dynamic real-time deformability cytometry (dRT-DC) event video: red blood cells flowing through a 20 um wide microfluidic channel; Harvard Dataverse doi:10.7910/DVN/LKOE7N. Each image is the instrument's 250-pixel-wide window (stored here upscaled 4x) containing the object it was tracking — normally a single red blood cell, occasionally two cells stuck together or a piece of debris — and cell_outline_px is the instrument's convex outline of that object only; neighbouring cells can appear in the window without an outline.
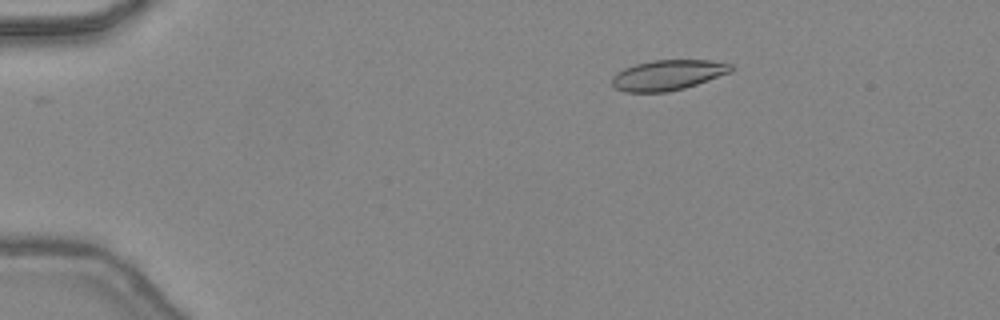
{"species": "common noctule bat (a hibernating species)", "species_latin": "Nyctalus noctula", "temperature_condition": "warm", "stored_images_in_passage": 39, "camera_frame_rate_fps": 3000, "um_per_image_px": 0.085, "animal": {"sex": "female", "body_mass_g": 24.6, "forearm_length_mm": 56.2}, "frame": {"image": 1, "passage_image": 1, "time_ms": 0.0, "image_size_px": [1000, 320], "cell_outline_px": [[732, 72], [684, 88], [668, 92], [624, 92], [616, 88], [612, 84], [612, 76], [616, 72], [624, 68], [636, 64], [652, 60], [712, 60], [732, 64]], "centroid_in_image_um": [56.76, 6.38], "position_along_channel_um": 28.2, "area_um2": 21.04}}
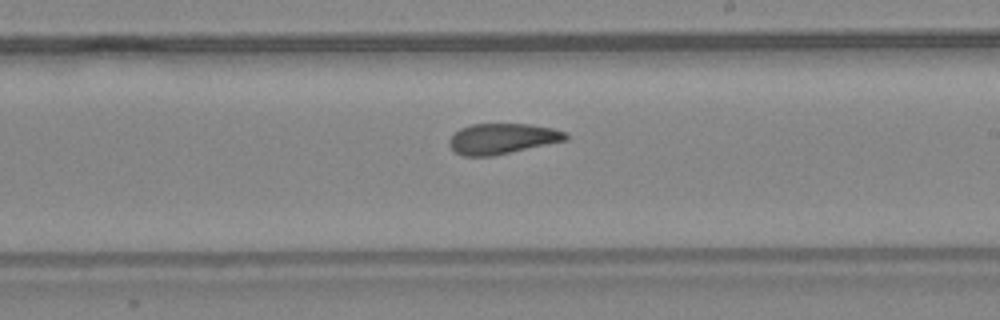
{"frame": {"image": 2, "passage_image": 21, "time_ms": 6.667, "image_size_px": [1000, 320], "cell_outline_px": [[568, 136], [564, 140], [492, 156], [464, 156], [456, 152], [448, 144], [448, 140], [460, 128], [472, 124], [532, 124], [552, 128], [568, 132]], "centroid_in_image_um": [42.67, 11.77], "position_along_channel_um": 246.3, "area_um2": 20.46}}
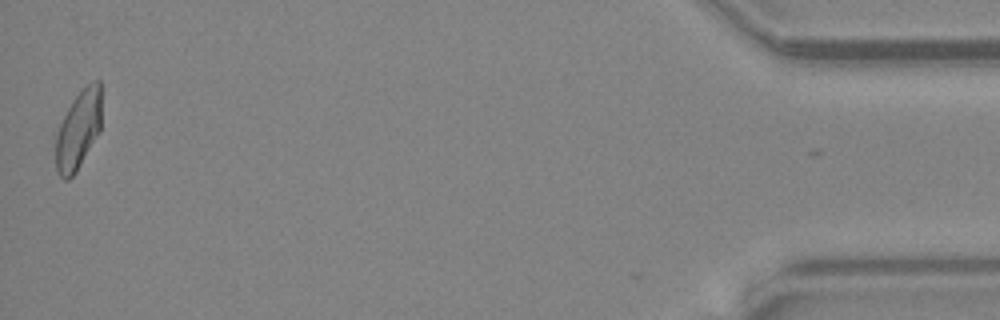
{"frame": {"image": 3, "passage_image": 39, "time_ms": 12.667, "image_size_px": [1000, 320], "cell_outline_px": [[100, 132], [76, 172], [68, 180], [64, 180], [56, 172], [56, 132], [68, 108], [76, 96], [92, 80], [100, 80]], "centroid_in_image_um": [6.65, 11.08], "position_along_channel_um": 428.5, "area_um2": 20.81}, "authors_computed_cell_mechanics": {"area_um2": 21.386, "velocity_mm_per_s": 4.4721, "shape_relaxation_time_tau1_ms": null, "shape_relaxation_time_tau2_ms": 2.4466, "deformation_change_tau1": null, "deformation_change_tau2": 0.0872}}